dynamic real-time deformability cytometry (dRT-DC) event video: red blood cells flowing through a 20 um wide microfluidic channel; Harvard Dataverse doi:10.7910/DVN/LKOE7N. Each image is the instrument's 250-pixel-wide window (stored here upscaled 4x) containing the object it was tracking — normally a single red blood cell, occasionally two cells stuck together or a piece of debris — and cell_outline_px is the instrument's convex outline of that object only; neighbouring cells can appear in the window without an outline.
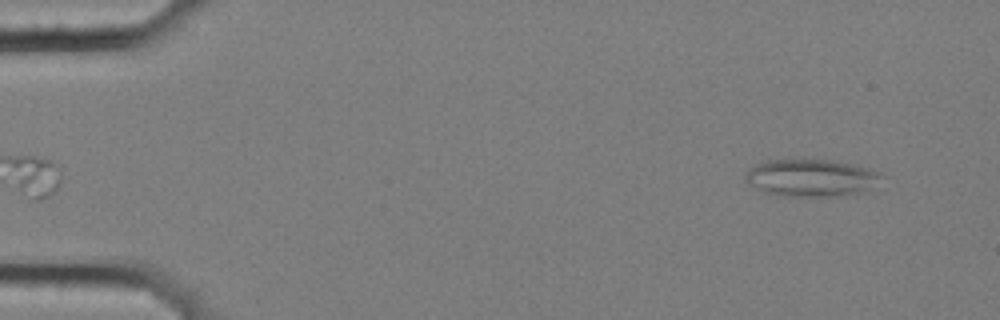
{"species": "common noctule bat (a hibernating species)", "species_latin": "Nyctalus noctula", "temperature_condition": "cold", "stored_images_in_passage": 5, "camera_frame_rate_fps": 3000, "um_per_image_px": 0.085, "animal": {"sex": "female", "body_mass_g": 25.1}, "frame": {"image": 1, "passage_image": 5, "time_ms": 1.333, "image_size_px": [1000, 320], "cell_outline_px": [[880, 176], [868, 192], [856, 196], [784, 196], [764, 192], [744, 180], [744, 172], [748, 168], [756, 164], [768, 160], [828, 160], [848, 164], [880, 172]], "centroid_in_image_um": [68.91, 15.14], "position_along_channel_um": 16.1, "area_um2": 29.48}}